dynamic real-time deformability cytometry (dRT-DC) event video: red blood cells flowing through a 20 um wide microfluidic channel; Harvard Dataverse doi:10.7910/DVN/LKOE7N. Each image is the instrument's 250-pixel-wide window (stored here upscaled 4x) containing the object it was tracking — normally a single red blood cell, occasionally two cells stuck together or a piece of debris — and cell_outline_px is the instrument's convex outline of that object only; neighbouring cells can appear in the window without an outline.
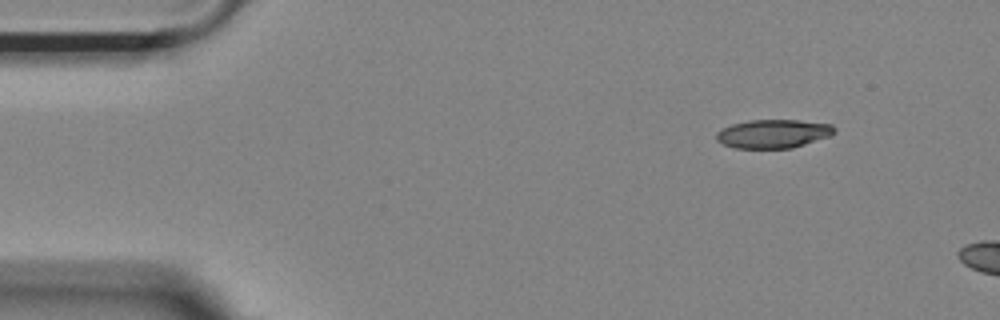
{"species": "Egyptian fruit bat (a non-hibernating species)", "species_latin": "Rousettus aegyptiacus", "temperature_condition": "room temperature", "stored_images_in_passage": 5, "camera_frame_rate_fps": 3000, "um_per_image_px": 0.085, "animal": {"sex": "female"}, "frame": {"image": 1, "passage_image": 1, "time_ms": 0.0, "image_size_px": [1000, 320], "cell_outline_px": [[836, 132], [832, 136], [792, 148], [736, 148], [724, 144], [716, 140], [716, 132], [720, 128], [732, 124], [748, 120], [796, 120], [832, 124], [836, 128]], "centroid_in_image_um": [65.74, 11.36], "position_along_channel_um": 19.3, "area_um2": 19.88}}